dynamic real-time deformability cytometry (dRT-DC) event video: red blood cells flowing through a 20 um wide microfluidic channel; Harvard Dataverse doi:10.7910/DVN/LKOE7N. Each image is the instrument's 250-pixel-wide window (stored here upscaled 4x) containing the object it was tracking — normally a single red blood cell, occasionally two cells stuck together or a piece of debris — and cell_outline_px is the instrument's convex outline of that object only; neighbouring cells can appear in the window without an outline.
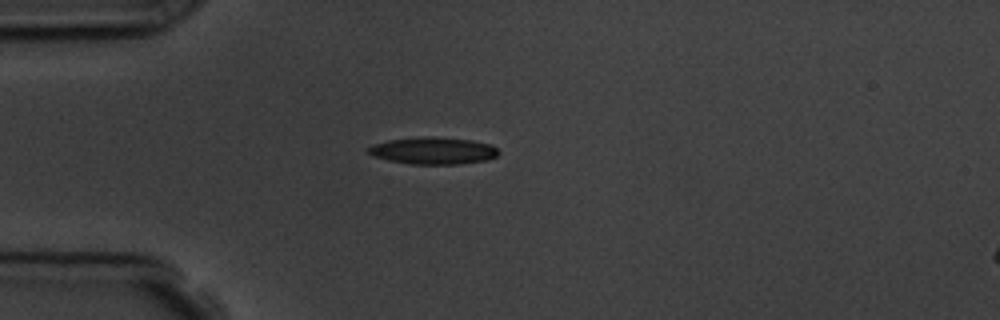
{"species": "common noctule bat (a hibernating species)", "species_latin": "Nyctalus noctula", "temperature_condition": "room temperature", "stored_images_in_passage": 9, "camera_frame_rate_fps": 3000, "um_per_image_px": 0.085, "animal": {"sex": "male", "body_mass_g": 19.5, "forearm_length_mm": 54.6}, "frame": {"image": 1, "passage_image": 3, "time_ms": 2.333, "image_size_px": [1000, 320], "cell_outline_px": [[500, 152], [496, 156], [488, 160], [460, 164], [412, 164], [388, 160], [376, 156], [368, 152], [368, 148], [376, 144], [388, 140], [424, 136], [428, 136], [472, 140], [488, 144], [496, 148]], "centroid_in_image_um": [36.86, 12.81], "position_along_channel_um": 48.1, "area_um2": 20.29}}
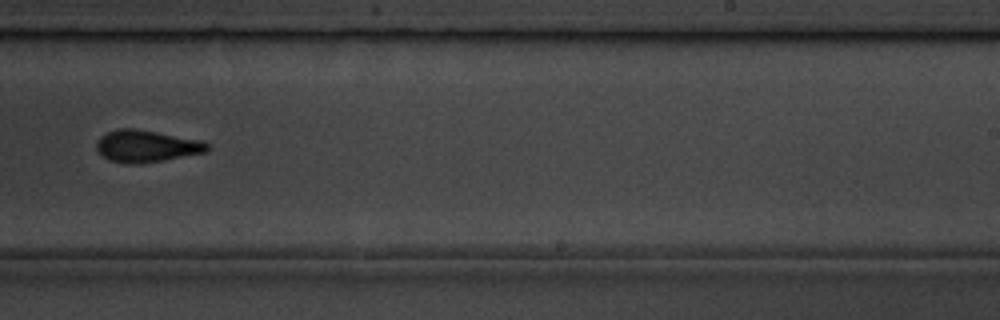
{"frame": {"image": 2, "passage_image": 9, "time_ms": 9.0, "image_size_px": [1000, 320], "cell_outline_px": [[208, 152], [164, 160], [140, 164], [124, 164], [108, 160], [96, 148], [96, 144], [100, 136], [108, 132], [120, 128], [132, 128], [204, 140], [208, 144]], "centroid_in_image_um": [12.47, 12.43], "position_along_channel_um": 276.5, "area_um2": 20.75}}